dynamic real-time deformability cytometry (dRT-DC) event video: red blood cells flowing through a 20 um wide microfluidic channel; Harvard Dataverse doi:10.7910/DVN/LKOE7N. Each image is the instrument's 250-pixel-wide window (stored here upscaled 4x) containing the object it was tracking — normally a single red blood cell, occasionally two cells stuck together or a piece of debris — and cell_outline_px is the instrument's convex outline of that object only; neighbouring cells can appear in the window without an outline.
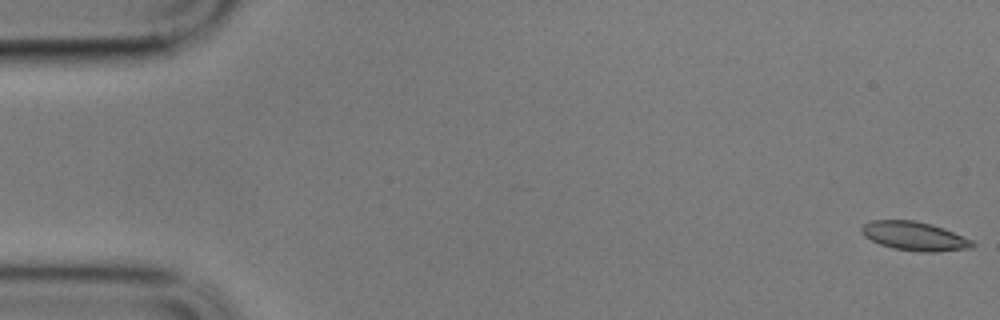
{"species": "common noctule bat (a hibernating species)", "species_latin": "Nyctalus noctula", "temperature_condition": "cold", "stored_images_in_passage": 59, "camera_frame_rate_fps": 3000, "um_per_image_px": 0.085, "animal": {"sex": "male", "body_mass_g": 17.9}, "frame": {"image": 1, "passage_image": 1, "time_ms": 0.0, "image_size_px": [1000, 320], "cell_outline_px": [[976, 244], [972, 248], [940, 252], [920, 252], [892, 248], [880, 244], [864, 236], [860, 232], [860, 228], [864, 224], [872, 220], [916, 220], [932, 224], [944, 228], [972, 240]], "centroid_in_image_um": [77.74, 20.07], "position_along_channel_um": 7.3, "area_um2": 18.84}}
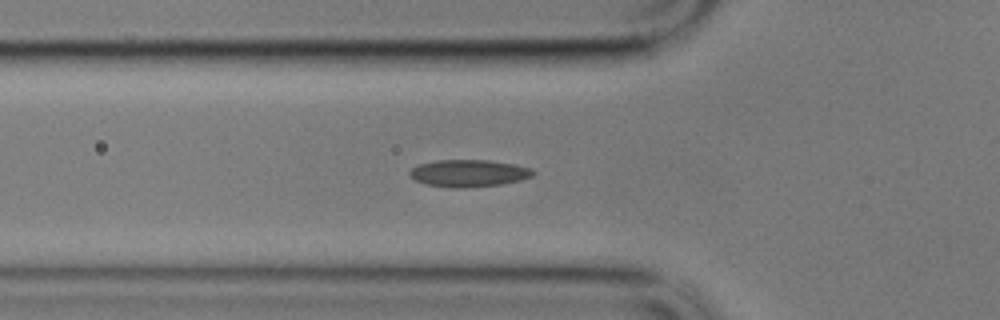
{"frame": {"image": 2, "passage_image": 20, "time_ms": 6.333, "image_size_px": [1000, 320], "cell_outline_px": [[536, 172], [532, 176], [520, 180], [500, 184], [464, 188], [452, 188], [424, 184], [408, 176], [408, 172], [412, 168], [420, 164], [436, 160], [488, 160], [516, 164], [532, 168]], "centroid_in_image_um": [39.83, 14.72], "position_along_channel_um": 86.0, "area_um2": 19.65}}
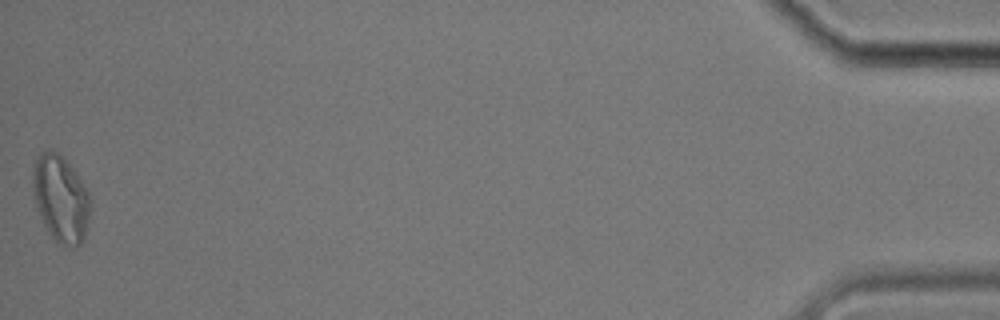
{"frame": {"image": 3, "passage_image": 59, "time_ms": 19.333, "image_size_px": [1000, 320], "cell_outline_px": [[92, 200], [84, 236], [80, 244], [72, 248], [64, 248], [52, 236], [44, 224], [40, 216], [36, 204], [32, 188], [32, 172], [36, 160], [40, 152], [48, 148], [52, 148], [76, 172], [88, 192]], "centroid_in_image_um": [5.15, 16.88], "position_along_channel_um": 430.0, "area_um2": 29.02}, "authors_computed_cell_mechanics": {"area_um2": 18.8428, "velocity_mm_per_s": 3.371, "shape_relaxation_time_tau1_ms": 10.9819, "shape_relaxation_time_tau2_ms": 6.1619, "deformation_change_tau1": 0.1626, "deformation_change_tau2": 0.1351}}